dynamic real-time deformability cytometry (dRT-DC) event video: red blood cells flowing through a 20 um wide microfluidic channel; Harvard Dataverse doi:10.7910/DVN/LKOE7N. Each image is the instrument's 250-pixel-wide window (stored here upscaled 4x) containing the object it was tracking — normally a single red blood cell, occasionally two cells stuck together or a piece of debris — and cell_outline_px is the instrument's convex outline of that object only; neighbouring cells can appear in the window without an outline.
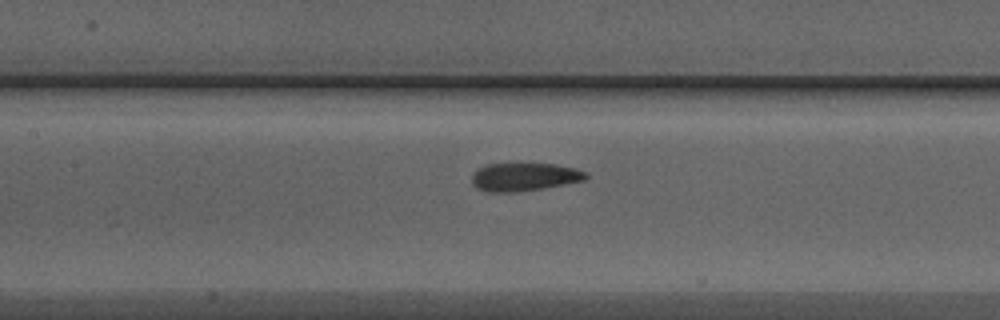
{"species": "Egyptian fruit bat (a non-hibernating species)", "species_latin": "Rousettus aegyptiacus", "temperature_condition": "warm", "stored_images_in_passage": 19, "camera_frame_rate_fps": 3000, "um_per_image_px": 0.085, "animal": {"sex": "male"}, "frame": {"image": 1, "passage_image": 14, "time_ms": 4.333, "image_size_px": [1000, 320], "cell_outline_px": [[588, 176], [584, 180], [544, 188], [516, 192], [488, 192], [476, 188], [472, 184], [472, 176], [476, 168], [488, 164], [552, 164], [576, 168], [584, 172]], "centroid_in_image_um": [44.51, 15.04], "position_along_channel_um": 162.9, "area_um2": 18.61}}